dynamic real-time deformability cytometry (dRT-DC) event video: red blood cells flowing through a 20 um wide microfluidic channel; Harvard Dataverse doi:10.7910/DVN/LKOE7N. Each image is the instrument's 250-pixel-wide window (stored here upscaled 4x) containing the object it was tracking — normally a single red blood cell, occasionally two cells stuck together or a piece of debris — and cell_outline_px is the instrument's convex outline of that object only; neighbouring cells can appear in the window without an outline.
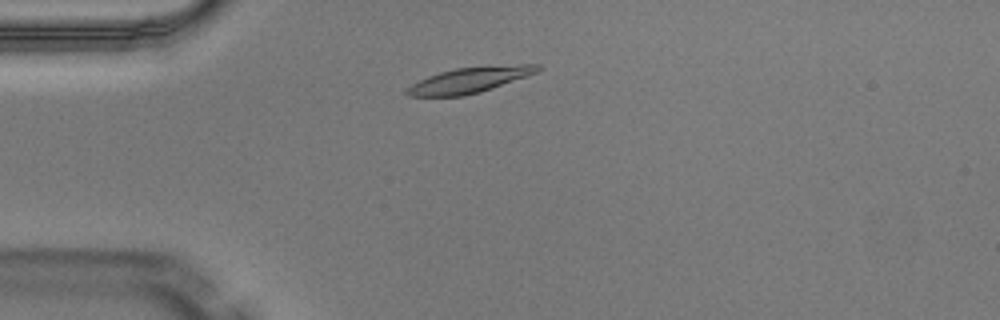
{"species": "Egyptian fruit bat (a non-hibernating species)", "species_latin": "Rousettus aegyptiacus", "temperature_condition": "warm", "stored_images_in_passage": 2, "camera_frame_rate_fps": 3000, "um_per_image_px": 0.085, "animal": {"sex": "male"}, "frame": {"image": 1, "passage_image": 2, "time_ms": 0.333, "image_size_px": [1000, 320], "cell_outline_px": [[544, 68], [540, 72], [480, 92], [464, 96], [408, 96], [404, 92], [412, 84], [428, 76], [440, 72], [456, 68], [520, 64], [540, 64]], "centroid_in_image_um": [39.99, 6.79], "position_along_channel_um": 45.0, "area_um2": 19.48}}